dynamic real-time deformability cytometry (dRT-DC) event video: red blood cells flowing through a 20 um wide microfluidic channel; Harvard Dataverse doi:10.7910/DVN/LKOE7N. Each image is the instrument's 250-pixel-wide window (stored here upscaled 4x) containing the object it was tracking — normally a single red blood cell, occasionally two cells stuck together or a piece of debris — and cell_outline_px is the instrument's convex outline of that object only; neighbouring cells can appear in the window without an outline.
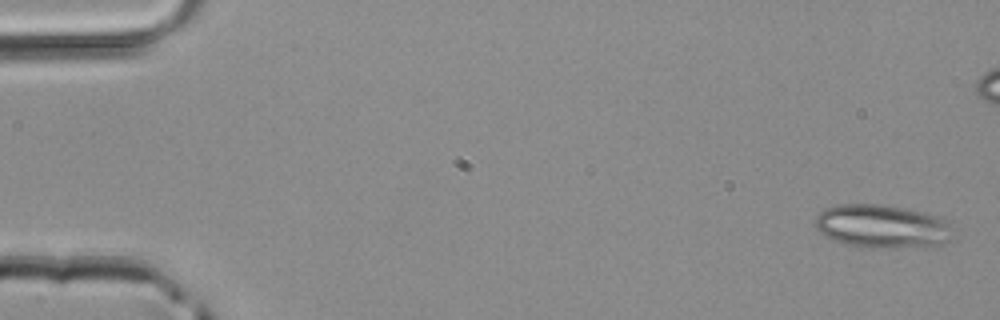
{"species": "common noctule bat (a hibernating species)", "species_latin": "Nyctalus noctula", "temperature_condition": "room temperature", "stored_images_in_passage": 5, "camera_frame_rate_fps": 3000, "um_per_image_px": 0.085, "animal": {"sex": "male", "body_mass_g": 20.4}, "frame": {"image": 1, "passage_image": 1, "time_ms": 0.0, "image_size_px": [1000, 320], "cell_outline_px": [[952, 240], [936, 248], [860, 248], [844, 244], [824, 236], [812, 224], [812, 220], [824, 208], [836, 204], [884, 204], [924, 212], [936, 216], [944, 220], [948, 224]], "centroid_in_image_um": [74.95, 19.27], "position_along_channel_um": 10.1, "area_um2": 35.89}}
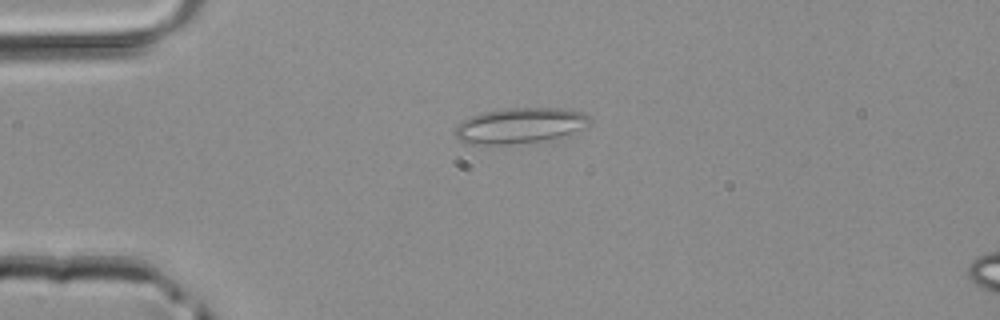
{"frame": {"image": 2, "passage_image": 5, "time_ms": 1.333, "image_size_px": [1000, 320], "cell_outline_px": [[592, 120], [588, 128], [560, 140], [484, 148], [464, 144], [452, 132], [456, 124], [480, 112], [508, 108], [564, 108], [584, 112], [592, 116]], "centroid_in_image_um": [44.24, 10.75], "position_along_channel_um": 40.8, "area_um2": 30.23}}